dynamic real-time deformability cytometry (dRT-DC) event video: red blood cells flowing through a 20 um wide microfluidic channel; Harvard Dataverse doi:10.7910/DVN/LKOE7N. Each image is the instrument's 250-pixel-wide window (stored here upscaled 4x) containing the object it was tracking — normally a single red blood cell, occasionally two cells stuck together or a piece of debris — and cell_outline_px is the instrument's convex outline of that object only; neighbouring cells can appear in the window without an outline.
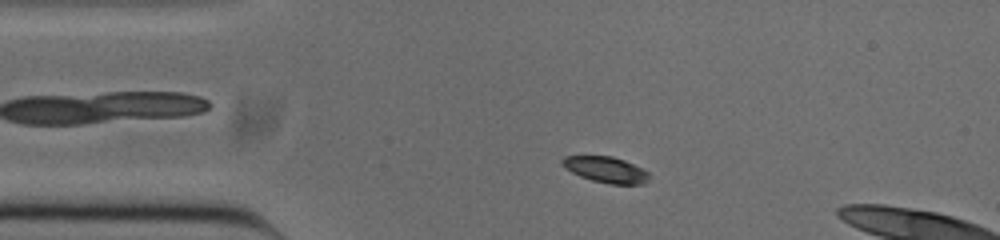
{"species": "common noctule bat (a hibernating species)", "species_latin": "Nyctalus noctula", "temperature_condition": "cold", "stored_images_in_passage": 10, "camera_frame_rate_fps": 3000, "um_per_image_px": 0.085, "animal": {"sex": "male", "body_mass_g": 20.0, "forearm_length_mm": 53.3}, "frame": {"image": 1, "passage_image": 5, "time_ms": 1.333, "image_size_px": [1000, 240], "cell_outline_px": [[648, 180], [644, 184], [608, 184], [592, 180], [580, 176], [564, 168], [560, 164], [560, 160], [564, 156], [612, 156], [624, 160], [648, 172]], "centroid_in_image_um": [51.45, 14.42], "position_along_channel_um": 33.6, "area_um2": 13.12}}